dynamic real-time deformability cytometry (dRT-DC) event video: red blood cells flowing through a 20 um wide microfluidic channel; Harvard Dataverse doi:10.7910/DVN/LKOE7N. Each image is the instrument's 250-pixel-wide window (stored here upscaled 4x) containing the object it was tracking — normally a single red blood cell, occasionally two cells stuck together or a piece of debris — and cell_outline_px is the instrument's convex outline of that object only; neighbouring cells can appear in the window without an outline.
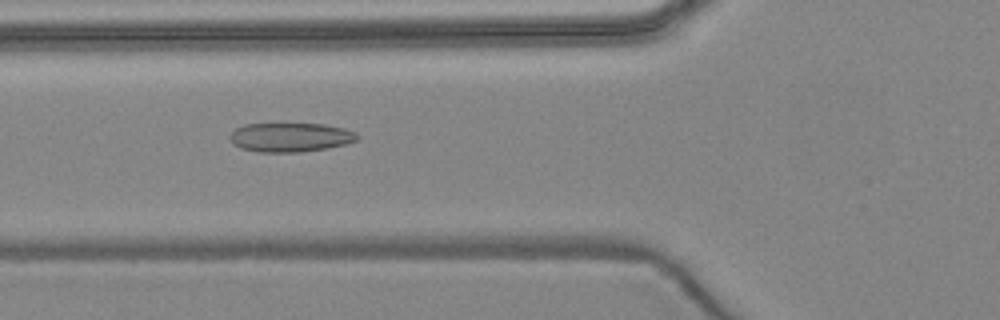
{"species": "common noctule bat (a hibernating species)", "species_latin": "Nyctalus noctula", "temperature_condition": "warm", "stored_images_in_passage": 6, "camera_frame_rate_fps": 3000, "um_per_image_px": 0.085, "animal": {"sex": "female", "body_mass_g": 24.6, "forearm_length_mm": 56.2}, "frame": {"image": 1, "passage_image": 5, "time_ms": 4.667, "image_size_px": [1000, 320], "cell_outline_px": [[360, 136], [356, 140], [344, 144], [328, 148], [300, 152], [256, 152], [240, 148], [232, 144], [228, 136], [236, 128], [244, 124], [324, 124], [344, 128], [356, 132]], "centroid_in_image_um": [24.65, 11.67], "position_along_channel_um": 101.1, "area_um2": 21.73}}
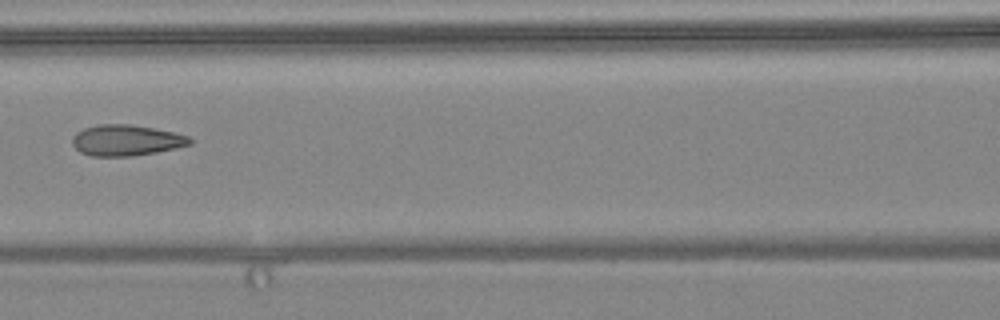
{"frame": {"image": 2, "passage_image": 6, "time_ms": 6.0, "image_size_px": [1000, 320], "cell_outline_px": [[192, 144], [176, 148], [156, 152], [132, 156], [92, 156], [80, 152], [72, 144], [72, 136], [76, 132], [84, 128], [100, 124], [128, 124], [152, 128], [172, 132], [188, 136], [192, 140]], "centroid_in_image_um": [10.7, 11.93], "position_along_channel_um": 155.9, "area_um2": 21.1}}